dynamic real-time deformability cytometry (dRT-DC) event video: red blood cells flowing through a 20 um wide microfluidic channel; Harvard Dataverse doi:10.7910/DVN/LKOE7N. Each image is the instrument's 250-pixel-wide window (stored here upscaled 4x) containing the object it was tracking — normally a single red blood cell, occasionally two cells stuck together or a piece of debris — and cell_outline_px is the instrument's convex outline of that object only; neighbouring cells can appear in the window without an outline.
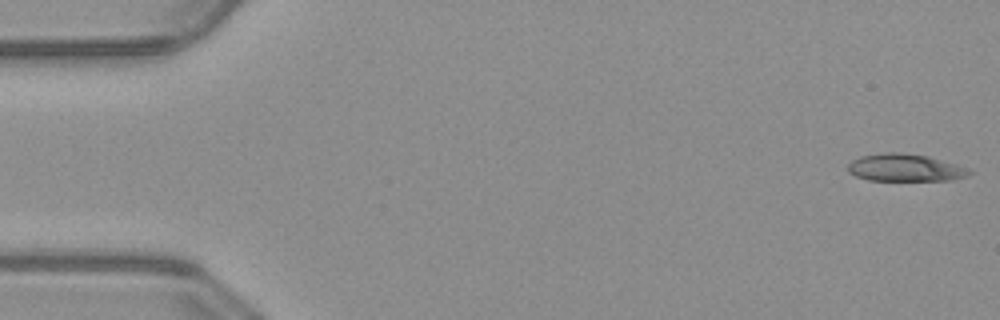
{"species": "common noctule bat (a hibernating species)", "species_latin": "Nyctalus noctula", "temperature_condition": "warm", "stored_images_in_passage": 41, "camera_frame_rate_fps": 3000, "um_per_image_px": 0.085, "animal": {"sex": "male", "body_mass_g": 23.1, "forearm_length_mm": 52.7}, "frame": {"image": 1, "passage_image": 1, "time_ms": 0.0, "image_size_px": [1000, 320], "cell_outline_px": [[972, 172], [964, 176], [952, 180], [868, 180], [856, 176], [848, 172], [848, 164], [852, 160], [860, 156], [884, 152], [900, 152], [928, 156], [956, 164], [968, 168]], "centroid_in_image_um": [76.9, 14.24], "position_along_channel_um": 8.1, "area_um2": 19.31}}
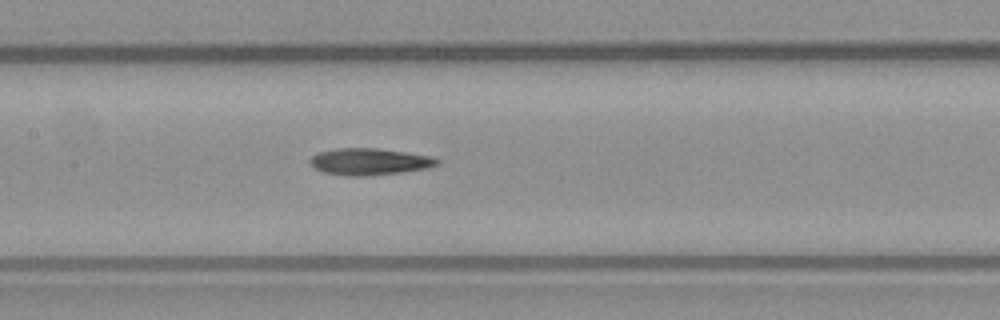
{"frame": {"image": 2, "passage_image": 24, "time_ms": 7.667, "image_size_px": [1000, 320], "cell_outline_px": [[440, 164], [428, 168], [404, 172], [368, 176], [348, 176], [324, 172], [316, 168], [308, 160], [316, 152], [336, 148], [376, 148], [404, 152], [428, 156], [440, 160]], "centroid_in_image_um": [31.4, 13.74], "position_along_channel_um": 176.0, "area_um2": 19.83}}
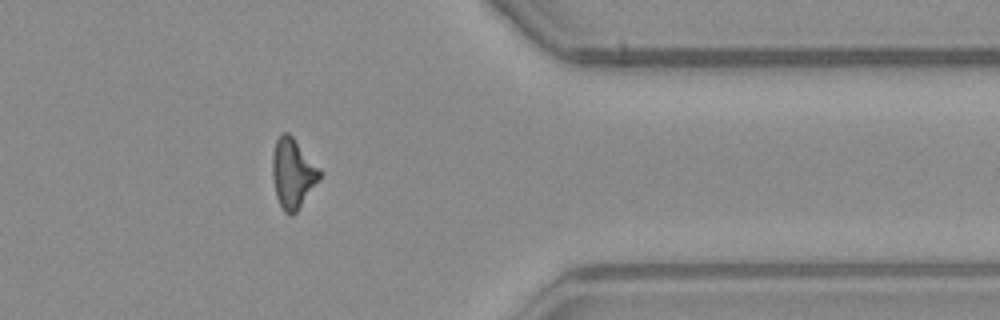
{"frame": {"image": 3, "passage_image": 41, "time_ms": 13.333, "image_size_px": [1000, 320], "cell_outline_px": [[324, 172], [320, 180], [296, 212], [292, 216], [284, 212], [276, 196], [272, 176], [272, 152], [276, 140], [284, 132], [288, 132], [292, 136]], "centroid_in_image_um": [24.91, 14.73], "position_along_channel_um": 386.5, "area_um2": 19.42}, "authors_computed_cell_mechanics": {"area_um2": 19.5942, "velocity_mm_per_s": 4.0451, "shape_relaxation_time_tau1_ms": 10.6147, "shape_relaxation_time_tau2_ms": 5.8753, "deformation_change_tau1": 0.2411, "deformation_change_tau2": 0.1865}}